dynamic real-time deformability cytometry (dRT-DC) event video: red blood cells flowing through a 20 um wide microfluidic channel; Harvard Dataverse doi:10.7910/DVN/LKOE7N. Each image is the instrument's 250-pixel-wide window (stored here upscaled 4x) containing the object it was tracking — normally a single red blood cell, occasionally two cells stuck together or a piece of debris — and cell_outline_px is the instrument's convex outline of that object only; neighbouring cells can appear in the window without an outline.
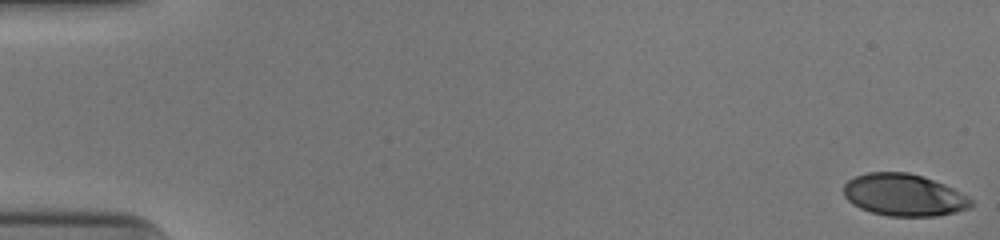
{"species": "human", "species_latin": "Homo sapiens", "temperature_condition": "cold", "stored_images_in_passage": 52, "camera_frame_rate_fps": 3000, "um_per_image_px": 0.085, "donor": {"sex": "male"}, "frame": {"image": 1, "passage_image": 1, "time_ms": 0.0, "image_size_px": [1000, 240], "cell_outline_px": [[972, 204], [968, 208], [956, 212], [936, 216], [888, 216], [872, 212], [860, 208], [852, 204], [844, 196], [844, 184], [848, 180], [856, 176], [868, 172], [908, 172], [924, 176], [944, 184], [968, 196], [972, 200]], "centroid_in_image_um": [76.82, 16.57], "position_along_channel_um": 8.2, "area_um2": 31.27}}
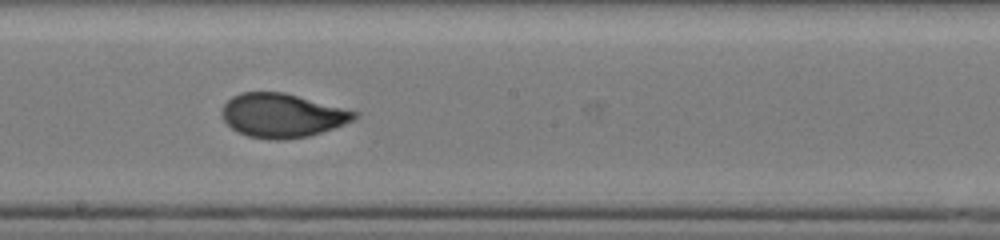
{"frame": {"image": 2, "passage_image": 30, "time_ms": 9.667, "image_size_px": [1000, 240], "cell_outline_px": [[360, 116], [344, 124], [308, 136], [284, 140], [272, 140], [248, 136], [236, 132], [224, 120], [220, 112], [224, 104], [232, 96], [240, 92], [284, 92], [360, 112]], "centroid_in_image_um": [23.97, 9.81], "position_along_channel_um": 224.2, "area_um2": 33.99}}
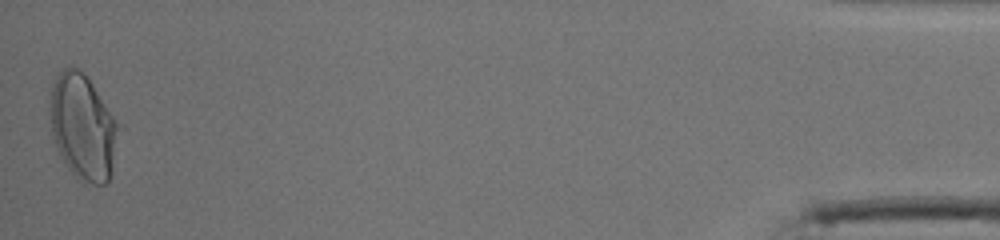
{"frame": {"image": 3, "passage_image": 52, "time_ms": 17.0, "image_size_px": [1000, 240], "cell_outline_px": [[124, 124], [112, 172], [108, 180], [104, 184], [84, 184], [68, 168], [60, 156], [56, 148], [52, 132], [48, 112], [52, 84], [56, 76], [64, 68], [72, 64], [84, 72]], "centroid_in_image_um": [7.12, 10.76], "position_along_channel_um": 428.1, "area_um2": 44.1}, "authors_computed_cell_mechanics": {"area_um2": 33.2928, "velocity_mm_per_s": 3.9638, "shape_relaxation_time_tau1_ms": 6.5997, "shape_relaxation_time_tau2_ms": null, "deformation_change_tau1": 0.2155, "deformation_change_tau2": null}}